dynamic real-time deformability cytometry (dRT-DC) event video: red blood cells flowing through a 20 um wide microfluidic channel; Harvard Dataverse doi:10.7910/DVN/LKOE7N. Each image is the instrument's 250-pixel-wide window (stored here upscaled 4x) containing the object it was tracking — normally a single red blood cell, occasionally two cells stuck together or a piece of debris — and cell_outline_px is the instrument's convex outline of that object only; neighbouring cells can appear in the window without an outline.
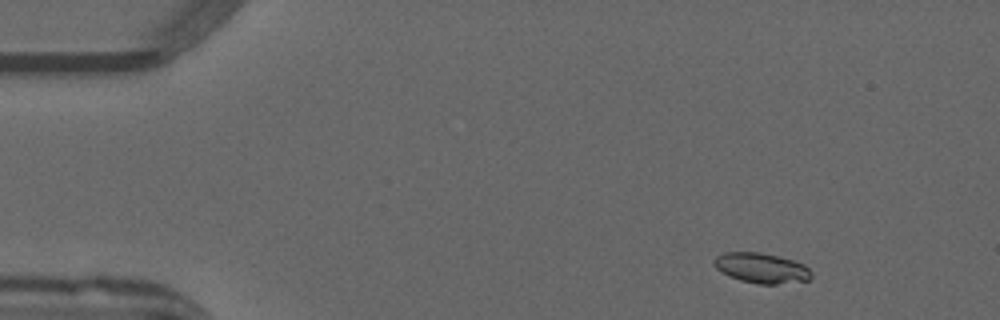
{"species": "common noctule bat (a hibernating species)", "species_latin": "Nyctalus noctula", "temperature_condition": "warm", "stored_images_in_passage": 50, "camera_frame_rate_fps": 3000, "um_per_image_px": 0.085, "animal": {"sex": "male", "forearm_length_mm": 52.5}, "frame": {"image": 1, "passage_image": 4, "time_ms": 1.0, "image_size_px": [1000, 320], "cell_outline_px": [[812, 276], [808, 280], [776, 284], [756, 284], [740, 280], [728, 276], [716, 268], [712, 264], [712, 260], [716, 256], [724, 252], [760, 252], [792, 260], [804, 264], [812, 272]], "centroid_in_image_um": [64.68, 22.78], "position_along_channel_um": 20.3, "area_um2": 17.17}}
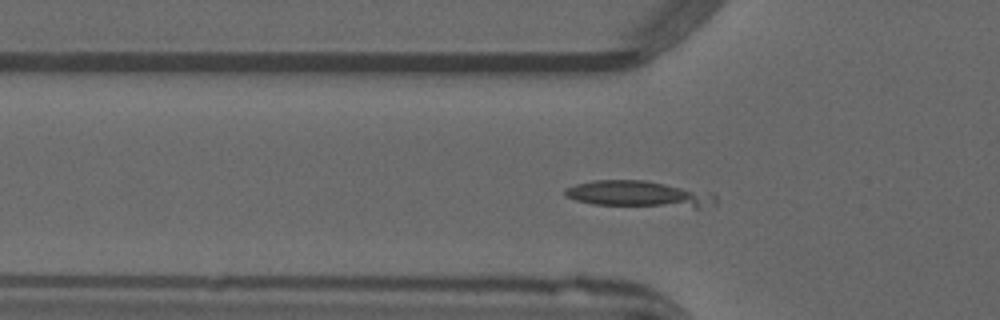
{"frame": {"image": 2, "passage_image": 15, "time_ms": 4.667, "image_size_px": [1000, 320], "cell_outline_px": [[716, 204], [696, 208], [592, 204], [576, 200], [564, 196], [564, 188], [576, 184], [592, 180], [644, 180], [712, 192], [716, 196]], "centroid_in_image_um": [54.31, 16.5], "position_along_channel_um": 71.5, "area_um2": 23.29}}
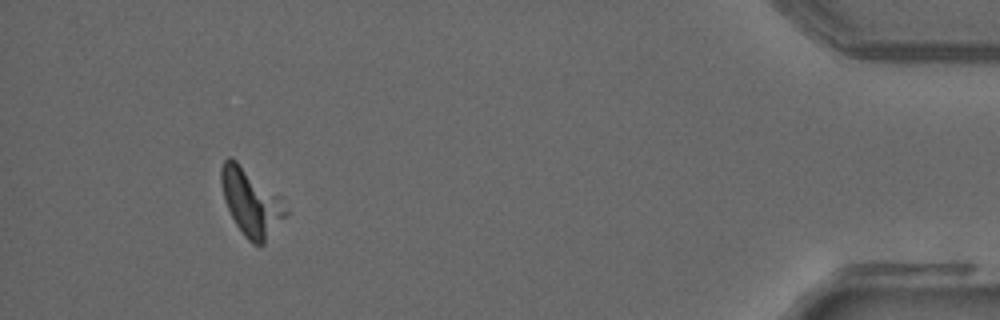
{"frame": {"image": 3, "passage_image": 46, "time_ms": 15.0, "image_size_px": [1000, 320], "cell_outline_px": [[288, 212], [264, 244], [252, 244], [244, 236], [236, 224], [224, 200], [220, 180], [220, 168], [224, 160], [228, 156], [232, 156]], "centroid_in_image_um": [21.21, 17.24], "position_along_channel_um": 414.0, "area_um2": 23.47}}